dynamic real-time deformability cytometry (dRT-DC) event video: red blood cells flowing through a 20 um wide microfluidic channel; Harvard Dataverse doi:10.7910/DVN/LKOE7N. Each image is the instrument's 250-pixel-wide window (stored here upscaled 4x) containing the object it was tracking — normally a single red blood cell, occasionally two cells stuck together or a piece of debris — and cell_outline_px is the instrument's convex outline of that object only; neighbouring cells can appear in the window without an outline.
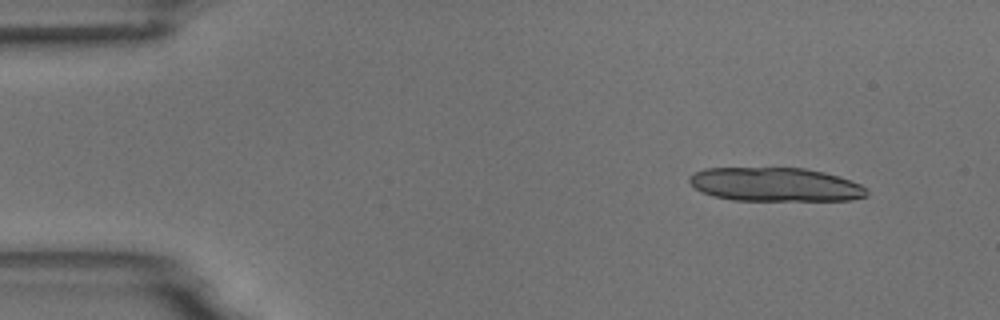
{"species": "common noctule bat (a hibernating species)", "species_latin": "Nyctalus noctula", "temperature_condition": "room temperature", "stored_images_in_passage": 19, "camera_frame_rate_fps": 3000, "um_per_image_px": 0.085, "animal": {"sex": "male", "body_mass_g": 18.8}, "frame": {"image": 1, "passage_image": 1, "time_ms": 0.0, "image_size_px": [1000, 320], "cell_outline_px": [[868, 196], [852, 200], [732, 200], [712, 196], [696, 188], [688, 180], [688, 176], [692, 172], [704, 168], [804, 168], [824, 172], [840, 176], [860, 184], [868, 192]], "centroid_in_image_um": [65.89, 15.68], "position_along_channel_um": 19.1, "area_um2": 35.03}}
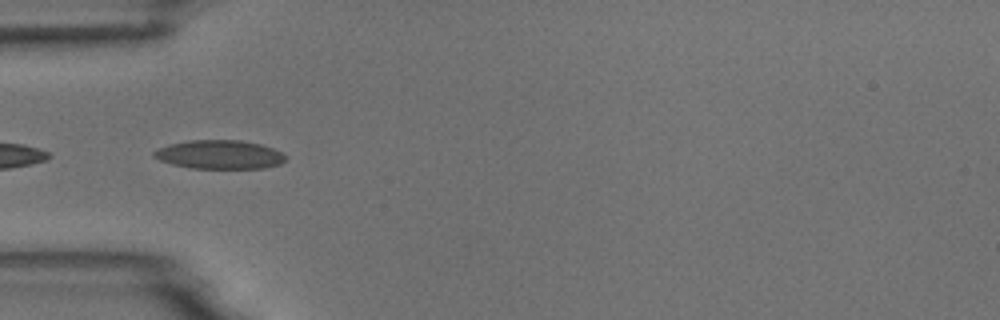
{"frame": {"image": 2, "passage_image": 13, "time_ms": 4.0, "image_size_px": [1000, 320], "cell_outline_px": [[288, 156], [280, 164], [264, 168], [188, 168], [172, 164], [160, 160], [152, 156], [152, 152], [168, 144], [188, 140], [240, 140], [260, 144], [272, 148]], "centroid_in_image_um": [18.64, 13.13], "position_along_channel_um": 66.4, "area_um2": 22.08}}